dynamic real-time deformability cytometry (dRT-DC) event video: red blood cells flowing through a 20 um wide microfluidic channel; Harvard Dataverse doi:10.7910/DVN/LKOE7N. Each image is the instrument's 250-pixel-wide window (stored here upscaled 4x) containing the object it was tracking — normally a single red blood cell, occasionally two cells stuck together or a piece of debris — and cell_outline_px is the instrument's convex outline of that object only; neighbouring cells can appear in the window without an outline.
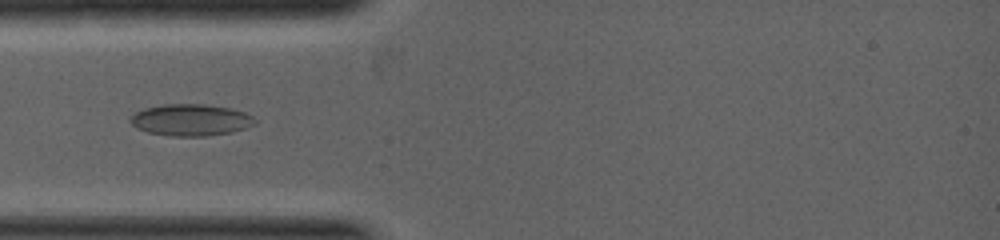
{"species": "common noctule bat (a hibernating species)", "species_latin": "Nyctalus noctula", "temperature_condition": "warm", "stored_images_in_passage": 6, "camera_frame_rate_fps": 5000, "um_per_image_px": 0.085, "animal": {"sex": "female", "body_mass_g": 19.0, "forearm_length_mm": 53.3}, "frame": {"image": 1, "passage_image": 2, "time_ms": 0.4, "image_size_px": [1000, 240], "cell_outline_px": [[256, 124], [232, 132], [204, 136], [172, 136], [148, 132], [136, 128], [128, 120], [136, 112], [144, 108], [164, 104], [204, 104], [232, 108], [244, 112], [252, 116], [256, 120]], "centroid_in_image_um": [16.21, 10.19], "position_along_channel_um": 68.8, "area_um2": 23.0}}
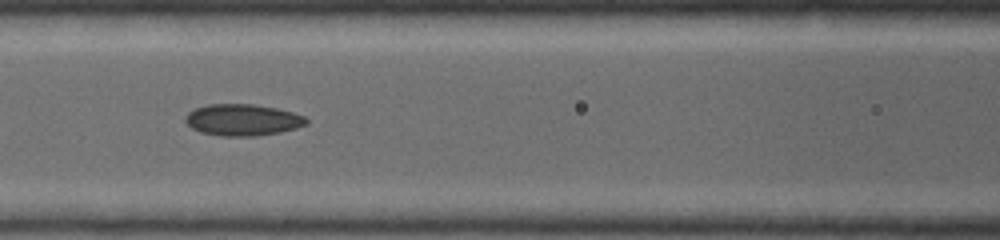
{"frame": {"image": 2, "passage_image": 5, "time_ms": 1.4, "image_size_px": [1000, 240], "cell_outline_px": [[308, 124], [296, 128], [280, 132], [256, 136], [220, 136], [200, 132], [192, 128], [184, 120], [184, 116], [188, 112], [196, 108], [208, 104], [252, 104], [276, 108], [292, 112], [304, 116], [308, 120]], "centroid_in_image_um": [20.61, 10.19], "position_along_channel_um": 146.0, "area_um2": 22.31}}
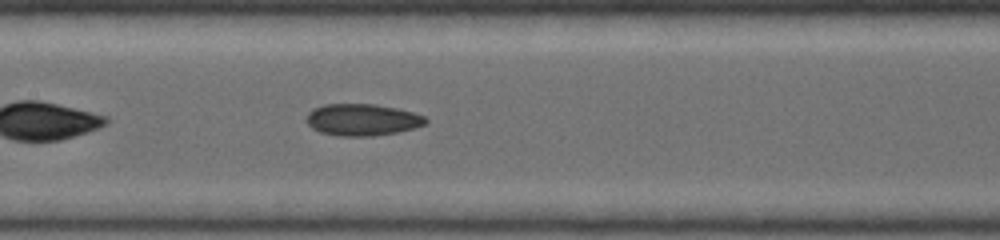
{"frame": {"image": 3, "passage_image": 6, "time_ms": 1.8, "image_size_px": [1000, 240], "cell_outline_px": [[428, 120], [424, 124], [412, 128], [396, 132], [372, 136], [340, 136], [320, 132], [312, 128], [304, 120], [308, 112], [312, 108], [324, 104], [376, 104], [396, 108], [412, 112], [424, 116]], "centroid_in_image_um": [30.73, 10.17], "position_along_channel_um": 176.7, "area_um2": 22.08}}